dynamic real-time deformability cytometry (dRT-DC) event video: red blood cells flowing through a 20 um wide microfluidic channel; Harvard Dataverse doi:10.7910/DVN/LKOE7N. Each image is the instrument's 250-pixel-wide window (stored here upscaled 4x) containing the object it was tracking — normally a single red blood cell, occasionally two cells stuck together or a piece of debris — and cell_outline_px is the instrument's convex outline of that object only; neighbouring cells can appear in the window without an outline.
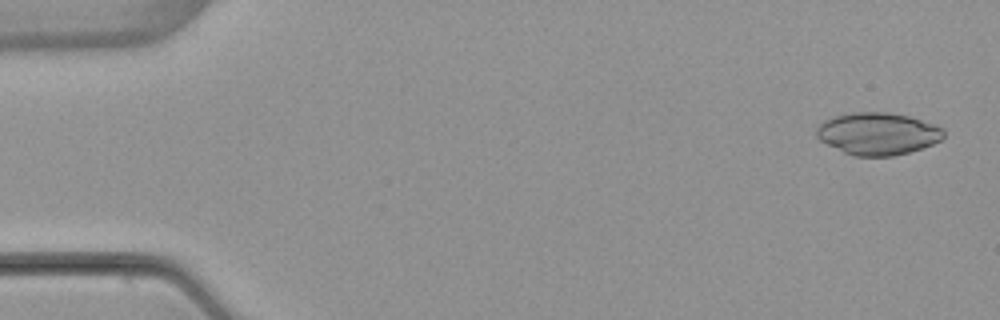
{"species": "common noctule bat (a hibernating species)", "species_latin": "Nyctalus noctula", "temperature_condition": "warm", "stored_images_in_passage": 6, "camera_frame_rate_fps": 3000, "um_per_image_px": 0.085, "animal": {"sex": "female", "body_mass_g": 22.7, "forearm_length_mm": 54.2}, "frame": {"image": 1, "passage_image": 1, "time_ms": 0.0, "image_size_px": [1000, 320], "cell_outline_px": [[944, 136], [940, 140], [932, 144], [908, 152], [892, 156], [852, 156], [820, 140], [816, 136], [816, 128], [824, 120], [832, 116], [852, 112], [888, 112], [908, 116], [944, 128]], "centroid_in_image_um": [74.58, 11.35], "position_along_channel_um": 10.4, "area_um2": 31.15}}